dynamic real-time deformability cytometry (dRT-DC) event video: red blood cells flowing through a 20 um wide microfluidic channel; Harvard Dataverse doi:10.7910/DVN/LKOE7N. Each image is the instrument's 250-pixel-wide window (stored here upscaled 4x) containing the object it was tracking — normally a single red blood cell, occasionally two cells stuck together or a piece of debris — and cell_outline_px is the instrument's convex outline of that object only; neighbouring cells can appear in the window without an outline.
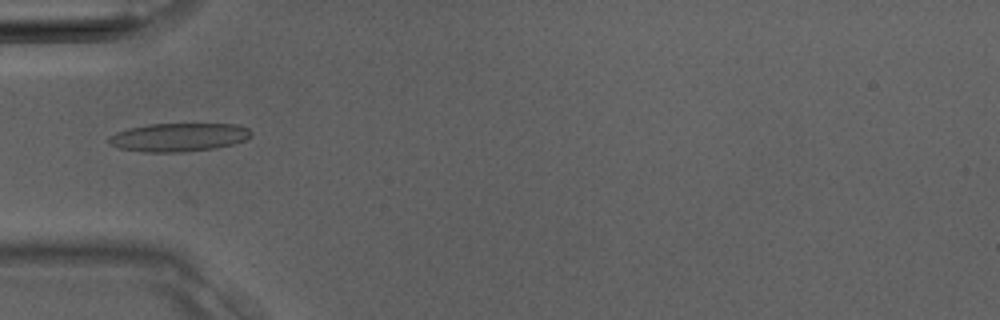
{"species": "Egyptian fruit bat (a non-hibernating species)", "species_latin": "Rousettus aegyptiacus", "temperature_condition": "room temperature", "stored_images_in_passage": 20, "camera_frame_rate_fps": 3000, "um_per_image_px": 0.085, "animal": {"sex": "male"}, "frame": {"image": 1, "passage_image": 12, "time_ms": 3.667, "image_size_px": [1000, 320], "cell_outline_px": [[252, 136], [244, 140], [232, 144], [216, 148], [184, 152], [144, 152], [120, 148], [108, 144], [108, 136], [116, 132], [128, 128], [148, 124], [236, 124], [248, 128], [252, 132]], "centroid_in_image_um": [15.17, 11.66], "position_along_channel_um": 69.8, "area_um2": 23.7}}
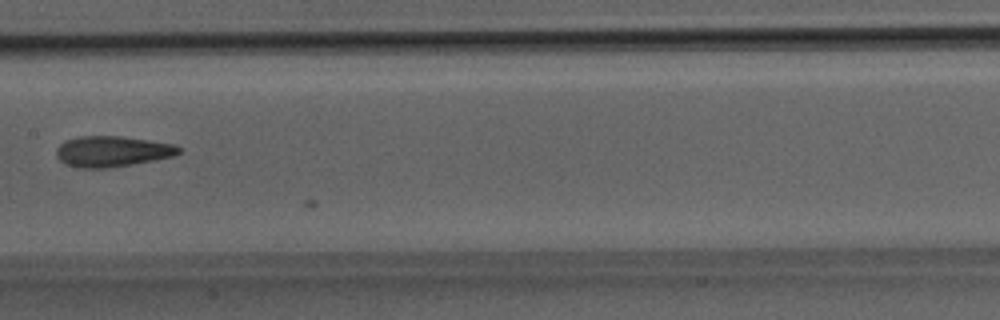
{"frame": {"image": 2, "passage_image": 19, "time_ms": 6.0, "image_size_px": [1000, 320], "cell_outline_px": [[180, 152], [176, 156], [156, 160], [132, 164], [104, 168], [80, 168], [64, 164], [56, 156], [56, 148], [60, 144], [76, 136], [120, 136], [148, 140], [172, 144], [180, 148]], "centroid_in_image_um": [9.52, 12.87], "position_along_channel_um": 197.9, "area_um2": 21.91}}